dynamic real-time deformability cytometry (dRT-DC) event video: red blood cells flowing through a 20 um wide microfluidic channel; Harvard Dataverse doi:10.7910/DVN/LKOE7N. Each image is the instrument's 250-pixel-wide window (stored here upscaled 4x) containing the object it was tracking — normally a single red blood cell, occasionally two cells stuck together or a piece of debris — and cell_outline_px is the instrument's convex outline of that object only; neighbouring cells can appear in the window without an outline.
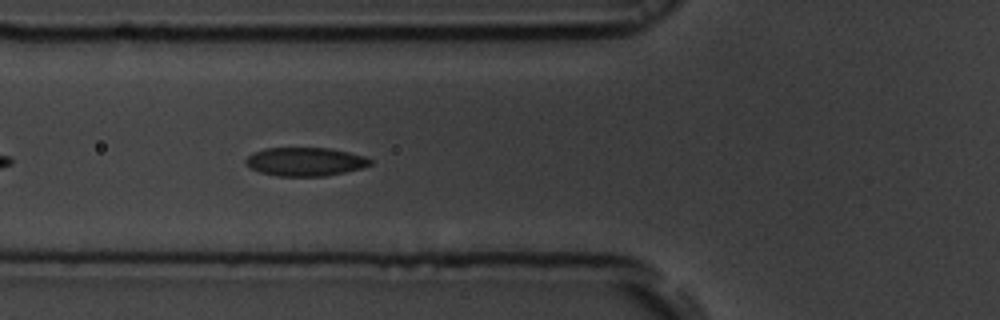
{"species": "common noctule bat (a hibernating species)", "species_latin": "Nyctalus noctula", "temperature_condition": "room temperature", "stored_images_in_passage": 19, "camera_frame_rate_fps": 3000, "um_per_image_px": 0.085, "animal": {"sex": "male", "body_mass_g": 19.5, "forearm_length_mm": 54.6}, "frame": {"image": 1, "passage_image": 6, "time_ms": 1.667, "image_size_px": [1000, 320], "cell_outline_px": [[372, 164], [360, 168], [344, 172], [324, 176], [276, 176], [260, 172], [244, 164], [244, 160], [252, 152], [264, 148], [328, 148], [348, 152], [364, 156], [372, 160]], "centroid_in_image_um": [25.9, 13.74], "position_along_channel_um": 99.9, "area_um2": 20.69}}
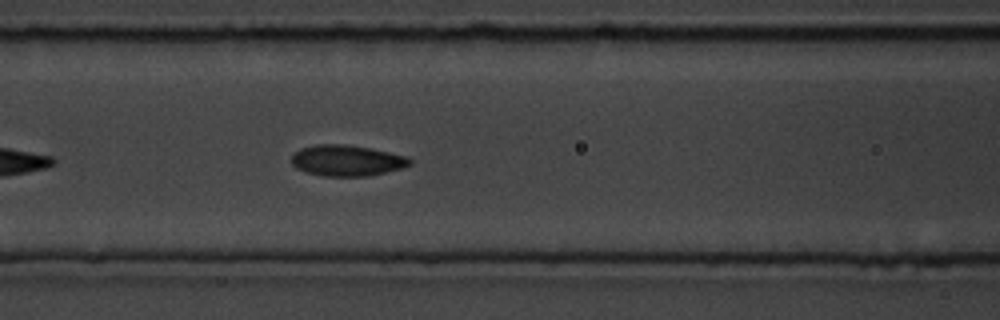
{"frame": {"image": 2, "passage_image": 9, "time_ms": 2.667, "image_size_px": [1000, 320], "cell_outline_px": [[412, 164], [400, 168], [368, 176], [324, 176], [304, 172], [296, 168], [292, 164], [292, 156], [300, 148], [316, 144], [344, 144], [368, 148], [408, 156], [412, 160]], "centroid_in_image_um": [29.46, 13.64], "position_along_channel_um": 137.1, "area_um2": 21.27}}